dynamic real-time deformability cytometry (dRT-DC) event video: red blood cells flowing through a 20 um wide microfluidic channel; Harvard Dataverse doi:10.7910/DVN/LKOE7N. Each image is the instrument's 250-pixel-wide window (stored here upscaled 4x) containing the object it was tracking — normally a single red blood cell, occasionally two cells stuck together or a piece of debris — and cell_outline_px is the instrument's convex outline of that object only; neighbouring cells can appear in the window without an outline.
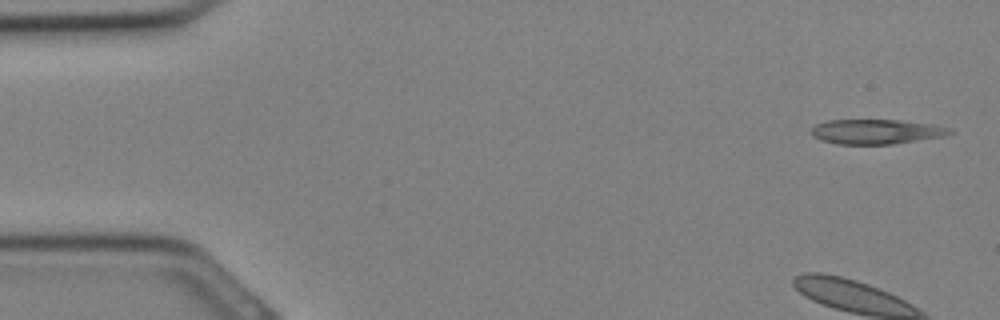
{"species": "Egyptian fruit bat (a non-hibernating species)", "species_latin": "Rousettus aegyptiacus", "temperature_condition": "cold", "stored_images_in_passage": 11, "camera_frame_rate_fps": 3000, "um_per_image_px": 0.085, "animal": {"sex": "female"}, "frame": {"image": 1, "passage_image": 1, "time_ms": 0.0, "image_size_px": [1000, 320], "cell_outline_px": [[956, 132], [944, 136], [892, 144], [836, 144], [820, 140], [812, 136], [812, 128], [816, 124], [828, 120], [900, 120], [932, 124], [952, 128]], "centroid_in_image_um": [74.5, 11.19], "position_along_channel_um": 10.5, "area_um2": 20.06}}